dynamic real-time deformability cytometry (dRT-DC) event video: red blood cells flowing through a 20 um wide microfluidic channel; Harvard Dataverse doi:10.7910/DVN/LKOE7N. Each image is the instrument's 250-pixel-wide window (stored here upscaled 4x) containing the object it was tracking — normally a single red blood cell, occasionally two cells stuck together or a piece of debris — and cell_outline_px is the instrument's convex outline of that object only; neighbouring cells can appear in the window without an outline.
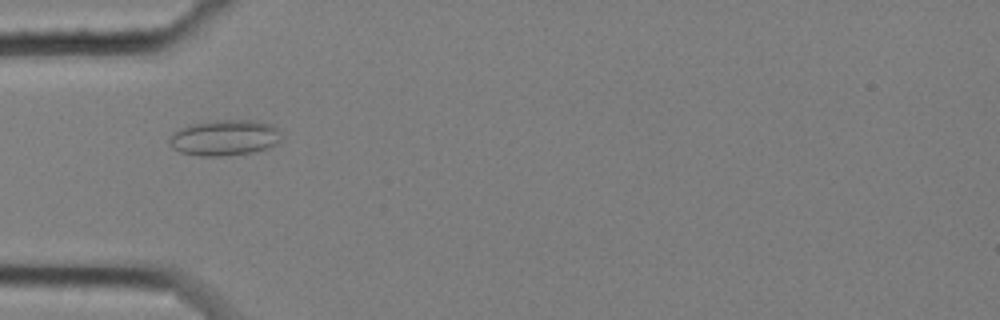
{"species": "common noctule bat (a hibernating species)", "species_latin": "Nyctalus noctula", "temperature_condition": "cold", "stored_images_in_passage": 59, "camera_frame_rate_fps": 3000, "um_per_image_px": 0.085, "animal": {"sex": "female", "body_mass_g": 25.1}, "frame": {"image": 1, "passage_image": 19, "time_ms": 6.0, "image_size_px": [1000, 320], "cell_outline_px": [[280, 140], [272, 148], [252, 152], [220, 156], [200, 156], [180, 152], [172, 148], [168, 144], [168, 140], [172, 132], [188, 124], [212, 120], [256, 120], [272, 124], [276, 128]], "centroid_in_image_um": [19.04, 11.7], "position_along_channel_um": 66.0, "area_um2": 23.64}}
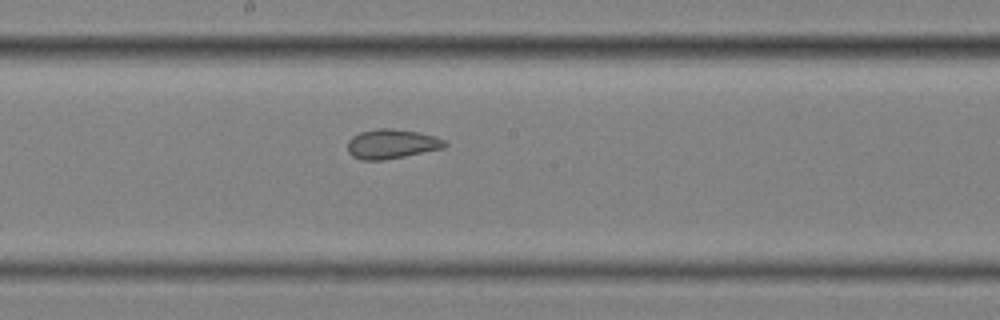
{"frame": {"image": 2, "passage_image": 32, "time_ms": 10.333, "image_size_px": [1000, 320], "cell_outline_px": [[448, 144], [444, 148], [384, 160], [360, 160], [352, 156], [348, 152], [348, 140], [352, 136], [360, 132], [376, 128], [392, 128], [420, 132], [436, 136], [444, 140]], "centroid_in_image_um": [33.29, 12.23], "position_along_channel_um": 214.9, "area_um2": 16.88}}
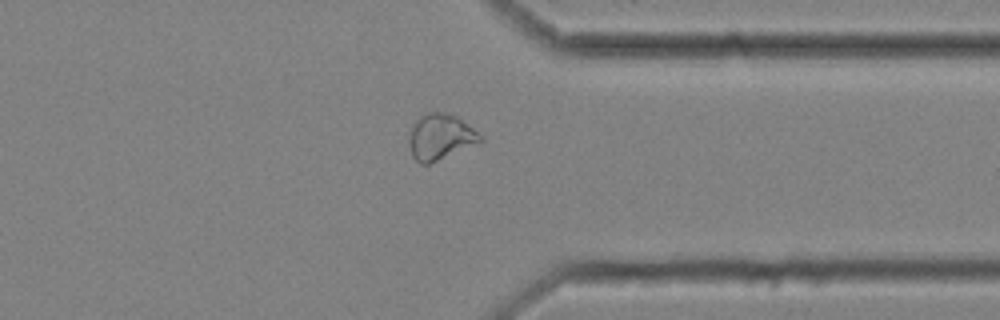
{"frame": {"image": 3, "passage_image": 46, "time_ms": 15.0, "image_size_px": [1000, 320], "cell_outline_px": [[484, 140], [480, 144], [428, 164], [420, 164], [412, 156], [408, 140], [412, 124], [420, 116], [428, 112], [444, 112], [456, 116], [484, 136]], "centroid_in_image_um": [37.46, 11.65], "position_along_channel_um": 373.9, "area_um2": 19.31}, "authors_computed_cell_mechanics": {"area_um2": 20.8658, "velocity_mm_per_s": 3.4546, "shape_relaxation_time_tau1_ms": null, "shape_relaxation_time_tau2_ms": 1.5416, "deformation_change_tau1": null, "deformation_change_tau2": 0.065}}